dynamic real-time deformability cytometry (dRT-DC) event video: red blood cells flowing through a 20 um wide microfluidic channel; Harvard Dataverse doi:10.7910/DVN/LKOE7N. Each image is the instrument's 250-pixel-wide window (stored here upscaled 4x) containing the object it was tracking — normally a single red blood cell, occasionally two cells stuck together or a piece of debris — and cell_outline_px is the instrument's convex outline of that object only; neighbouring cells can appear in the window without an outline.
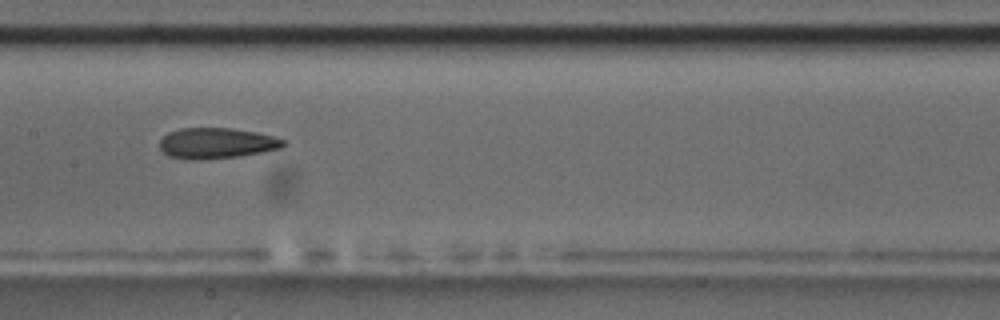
{"species": "common noctule bat (a hibernating species)", "species_latin": "Nyctalus noctula", "temperature_condition": "room temperature", "stored_images_in_passage": 32, "camera_frame_rate_fps": 3000, "um_per_image_px": 0.085, "animal": {"sex": "male", "body_mass_g": 17.5, "forearm_length_mm": 52.3}, "frame": {"image": 1, "passage_image": 10, "time_ms": 3.0, "image_size_px": [1000, 320], "cell_outline_px": [[288, 144], [280, 148], [240, 156], [200, 160], [188, 160], [168, 156], [160, 148], [160, 140], [168, 132], [180, 128], [232, 128], [256, 132], [272, 136], [284, 140]], "centroid_in_image_um": [18.39, 12.17], "position_along_channel_um": 189.0, "area_um2": 22.2}}